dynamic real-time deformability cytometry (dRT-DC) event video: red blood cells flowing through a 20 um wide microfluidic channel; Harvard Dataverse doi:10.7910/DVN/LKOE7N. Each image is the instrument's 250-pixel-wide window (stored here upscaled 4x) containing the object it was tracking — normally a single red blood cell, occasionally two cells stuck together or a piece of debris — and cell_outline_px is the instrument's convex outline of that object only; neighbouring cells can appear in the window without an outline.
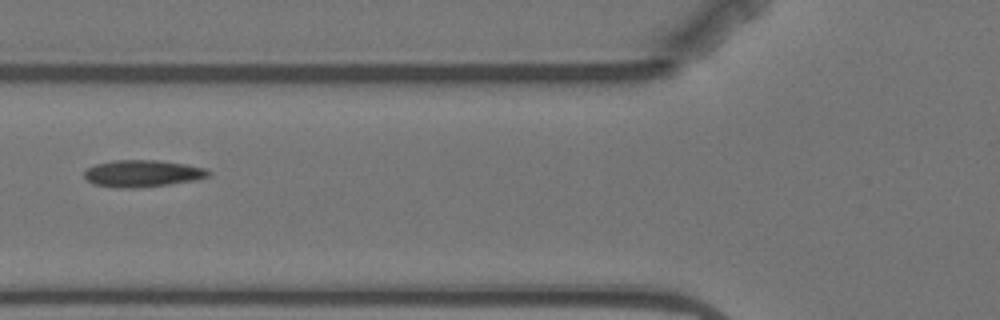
{"species": "Egyptian fruit bat (a non-hibernating species)", "species_latin": "Rousettus aegyptiacus", "temperature_condition": "warm", "stored_images_in_passage": 7, "camera_frame_rate_fps": 3000, "um_per_image_px": 0.085, "animal": {"sex": "female"}, "frame": {"image": 1, "passage_image": 6, "time_ms": 6.0, "image_size_px": [1000, 320], "cell_outline_px": [[212, 172], [208, 176], [196, 180], [168, 184], [132, 188], [120, 188], [92, 184], [84, 176], [84, 172], [88, 168], [96, 164], [112, 160], [156, 160], [188, 164], [204, 168]], "centroid_in_image_um": [12.11, 14.74], "position_along_channel_um": 113.7, "area_um2": 19.42}}
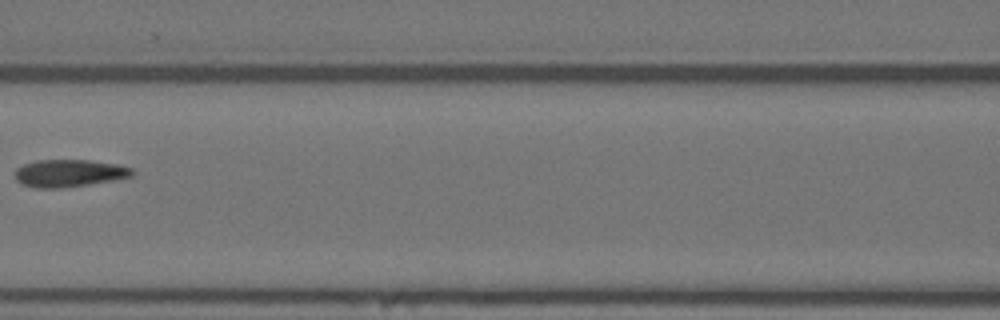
{"frame": {"image": 2, "passage_image": 7, "time_ms": 7.333, "image_size_px": [1000, 320], "cell_outline_px": [[136, 172], [132, 176], [112, 180], [88, 184], [60, 188], [36, 188], [20, 184], [16, 180], [16, 168], [24, 164], [36, 160], [88, 160], [116, 164], [132, 168]], "centroid_in_image_um": [5.86, 14.72], "position_along_channel_um": 160.7, "area_um2": 18.67}}